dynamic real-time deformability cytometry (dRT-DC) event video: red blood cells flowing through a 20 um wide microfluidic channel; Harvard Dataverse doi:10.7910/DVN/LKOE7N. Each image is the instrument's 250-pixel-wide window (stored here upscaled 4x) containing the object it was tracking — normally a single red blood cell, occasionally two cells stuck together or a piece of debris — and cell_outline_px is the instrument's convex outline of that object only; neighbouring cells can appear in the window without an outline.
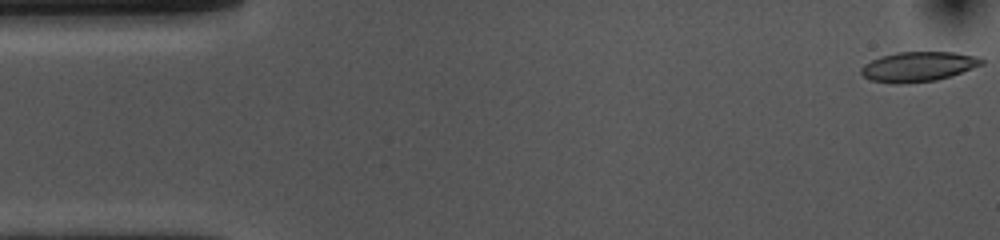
{"species": "common noctule bat (a hibernating species)", "species_latin": "Nyctalus noctula", "temperature_condition": "cold", "stored_images_in_passage": 53, "camera_frame_rate_fps": 3000, "um_per_image_px": 0.085, "animal": {"sex": "female", "body_mass_g": 10.0, "forearm_length_mm": 53.1}, "frame": {"image": 1, "passage_image": 1, "time_ms": 0.0, "image_size_px": [1000, 240], "cell_outline_px": [[984, 64], [936, 80], [900, 84], [896, 84], [872, 80], [864, 76], [860, 72], [860, 68], [864, 64], [880, 56], [896, 52], [952, 52], [980, 56], [984, 60]], "centroid_in_image_um": [78.04, 5.65], "position_along_channel_um": 7.0, "area_um2": 20.87}}
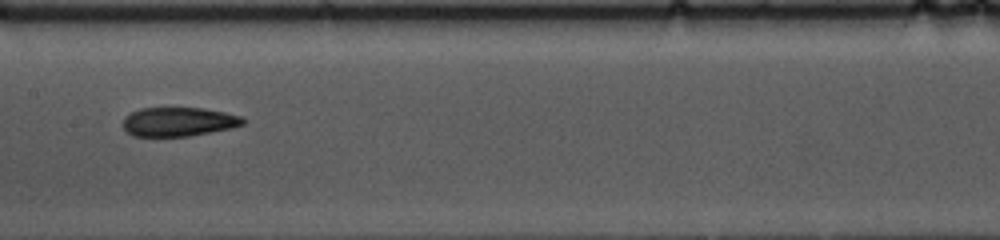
{"frame": {"image": 2, "passage_image": 25, "time_ms": 8.0, "image_size_px": [1000, 240], "cell_outline_px": [[248, 120], [244, 124], [232, 128], [212, 132], [188, 136], [132, 136], [124, 128], [124, 116], [140, 108], [204, 108], [244, 116]], "centroid_in_image_um": [15.24, 10.34], "position_along_channel_um": 192.2, "area_um2": 20.46}}
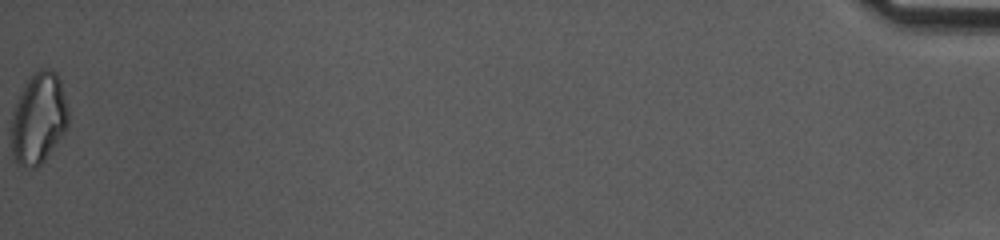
{"frame": {"image": 3, "passage_image": 53, "time_ms": 17.333, "image_size_px": [1000, 240], "cell_outline_px": [[68, 124], [64, 132], [44, 160], [36, 168], [32, 168], [16, 164], [12, 156], [12, 112], [24, 84], [32, 72], [40, 68], [48, 68], [56, 72], [60, 80], [68, 108]], "centroid_in_image_um": [3.27, 10.04], "position_along_channel_um": 431.9, "area_um2": 30.29}, "authors_computed_cell_mechanics": {"area_um2": 21.4438, "velocity_mm_per_s": 3.7222, "shape_relaxation_time_tau1_ms": 6.3758, "shape_relaxation_time_tau2_ms": 3.7387, "deformation_change_tau1": 0.1747, "deformation_change_tau2": 0.1211}}